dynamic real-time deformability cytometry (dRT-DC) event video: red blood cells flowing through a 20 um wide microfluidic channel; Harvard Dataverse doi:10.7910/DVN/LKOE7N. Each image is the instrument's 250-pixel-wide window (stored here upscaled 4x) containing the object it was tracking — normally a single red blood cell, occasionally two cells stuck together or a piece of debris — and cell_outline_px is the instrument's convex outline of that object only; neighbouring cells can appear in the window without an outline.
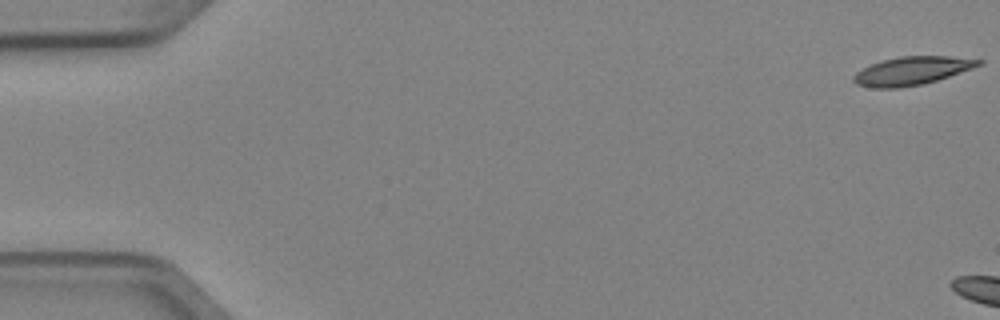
{"species": "Egyptian fruit bat (a non-hibernating species)", "species_latin": "Rousettus aegyptiacus", "temperature_condition": "cold", "stored_images_in_passage": 2, "camera_frame_rate_fps": 3000, "um_per_image_px": 0.085, "animal": {"sex": "female"}, "frame": {"image": 1, "passage_image": 1, "time_ms": 0.0, "image_size_px": [1000, 320], "cell_outline_px": [[984, 64], [924, 84], [900, 88], [872, 88], [856, 84], [852, 80], [852, 76], [856, 72], [872, 64], [884, 60], [900, 56], [948, 56], [984, 60]], "centroid_in_image_um": [77.5, 6.02], "position_along_channel_um": 7.5, "area_um2": 20.52}}